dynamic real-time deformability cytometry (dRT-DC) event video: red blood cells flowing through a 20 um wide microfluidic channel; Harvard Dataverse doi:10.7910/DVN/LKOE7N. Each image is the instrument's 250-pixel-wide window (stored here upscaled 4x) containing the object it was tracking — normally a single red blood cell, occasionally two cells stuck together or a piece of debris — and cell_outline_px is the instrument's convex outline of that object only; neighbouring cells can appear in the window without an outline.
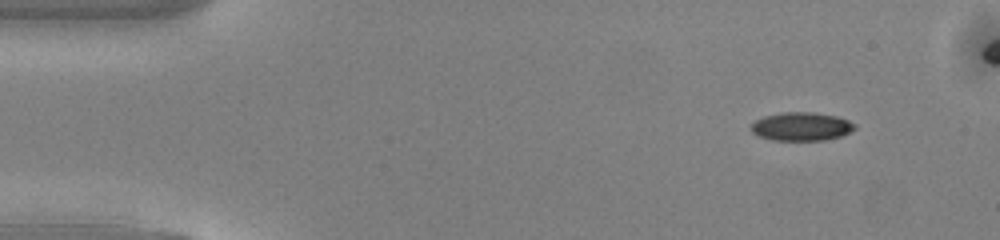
{"species": "common noctule bat (a hibernating species)", "species_latin": "Nyctalus noctula", "temperature_condition": "warm", "stored_images_in_passage": 43, "camera_frame_rate_fps": 3000, "um_per_image_px": 0.085, "animal": {"sex": "male", "body_mass_g": 13.0, "forearm_length_mm": 53.1}, "frame": {"image": 1, "passage_image": 1, "time_ms": 0.0, "image_size_px": [1000, 240], "cell_outline_px": [[856, 128], [840, 136], [824, 140], [772, 140], [760, 136], [752, 132], [752, 124], [756, 120], [764, 116], [784, 112], [812, 112], [836, 116], [848, 120], [856, 124]], "centroid_in_image_um": [68.13, 10.75], "position_along_channel_um": 16.9, "area_um2": 16.99}}
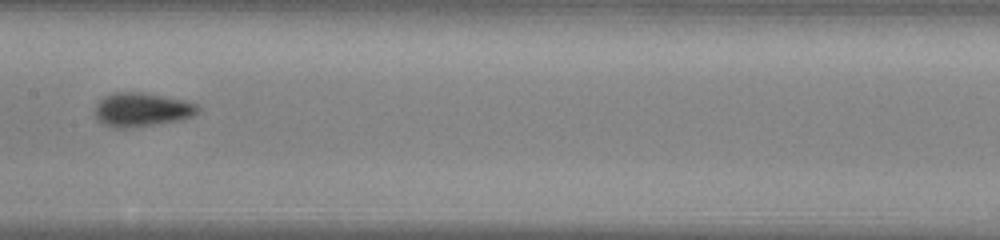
{"frame": {"image": 2, "passage_image": 21, "time_ms": 6.667, "image_size_px": [1000, 240], "cell_outline_px": [[200, 112], [192, 116], [180, 120], [124, 128], [116, 128], [104, 124], [96, 116], [96, 104], [104, 96], [112, 92], [144, 92], [184, 100], [196, 104], [200, 108]], "centroid_in_image_um": [12.07, 9.3], "position_along_channel_um": 195.3, "area_um2": 20.11}}
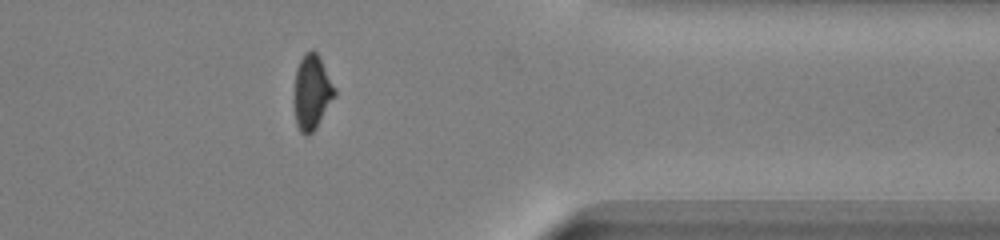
{"frame": {"image": 3, "passage_image": 36, "time_ms": 11.667, "image_size_px": [1000, 240], "cell_outline_px": [[336, 96], [316, 128], [308, 136], [304, 136], [300, 132], [296, 124], [292, 100], [296, 68], [304, 52], [312, 48], [320, 56], [336, 88]], "centroid_in_image_um": [26.49, 7.83], "position_along_channel_um": 384.9, "area_um2": 18.44}, "authors_computed_cell_mechanics": {"area_um2": 18.4382, "velocity_mm_per_s": 4.1283, "shape_relaxation_time_tau1_ms": 3.1416, "shape_relaxation_time_tau2_ms": 1.8967, "deformation_change_tau1": 0.1126, "deformation_change_tau2": 0.0767}}